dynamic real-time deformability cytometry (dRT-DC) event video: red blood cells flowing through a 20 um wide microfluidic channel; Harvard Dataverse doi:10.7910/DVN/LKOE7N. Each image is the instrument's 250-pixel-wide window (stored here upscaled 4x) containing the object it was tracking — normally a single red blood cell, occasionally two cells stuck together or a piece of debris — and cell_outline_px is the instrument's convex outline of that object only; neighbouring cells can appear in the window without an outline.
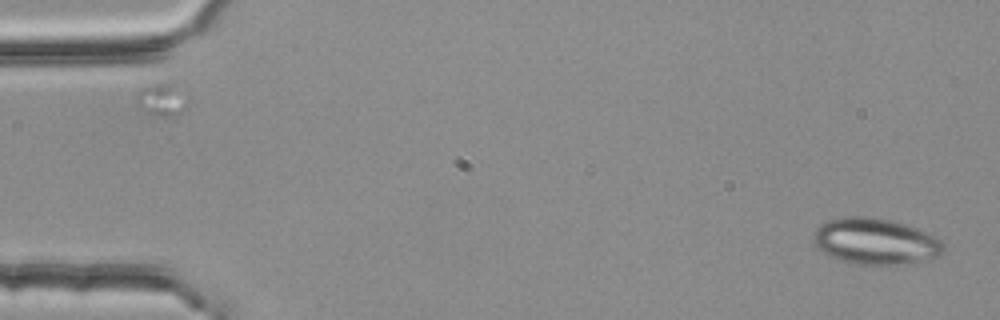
{"species": "common noctule bat (a hibernating species)", "species_latin": "Nyctalus noctula", "temperature_condition": "room temperature", "stored_images_in_passage": 52, "camera_frame_rate_fps": 3000, "um_per_image_px": 0.085, "animal": {"sex": "female", "body_mass_g": 25.1}, "frame": {"image": 1, "passage_image": 1, "time_ms": 0.0, "image_size_px": [1000, 320], "cell_outline_px": [[944, 248], [936, 256], [904, 264], [852, 264], [832, 256], [816, 248], [812, 240], [812, 232], [816, 228], [828, 220], [844, 216], [872, 216], [896, 220], [916, 228], [940, 240], [944, 244]], "centroid_in_image_um": [74.33, 20.48], "position_along_channel_um": 10.7, "area_um2": 34.91}}
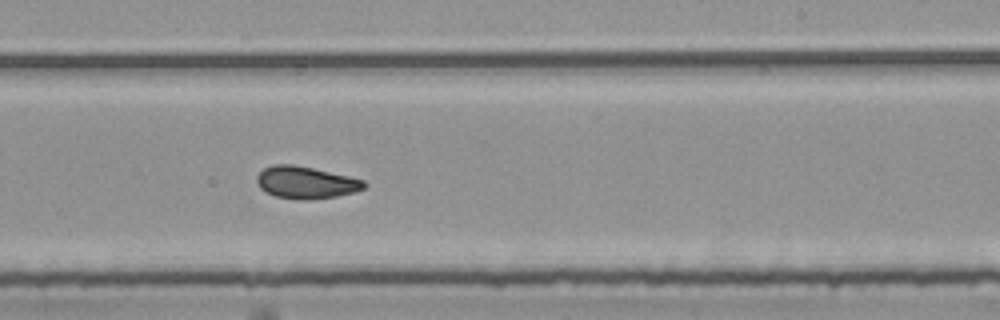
{"frame": {"image": 2, "passage_image": 32, "time_ms": 10.333, "image_size_px": [1000, 320], "cell_outline_px": [[368, 184], [364, 188], [356, 192], [336, 196], [276, 196], [260, 188], [256, 180], [256, 176], [264, 168], [272, 164], [292, 164], [312, 168], [348, 176], [364, 180]], "centroid_in_image_um": [26.01, 15.44], "position_along_channel_um": 263.0, "area_um2": 19.07}}
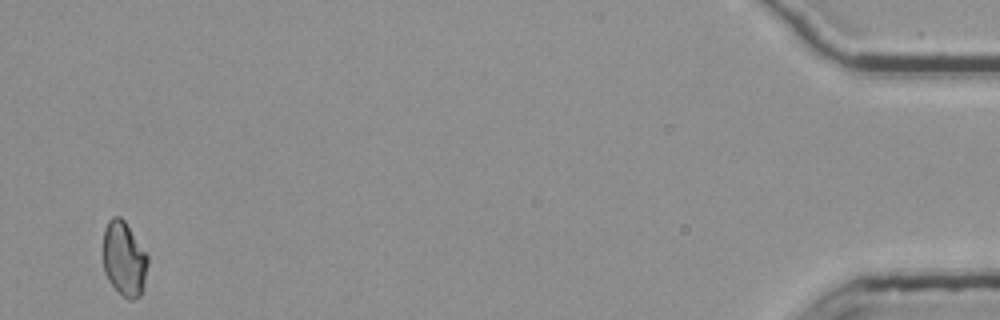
{"frame": {"image": 3, "passage_image": 52, "time_ms": 17.0, "image_size_px": [1000, 320], "cell_outline_px": [[148, 264], [140, 296], [132, 300], [128, 300], [108, 280], [104, 272], [104, 228], [108, 220], [112, 216], [120, 216], [124, 220], [148, 256]], "centroid_in_image_um": [10.54, 21.98], "position_along_channel_um": 424.7, "area_um2": 19.13}, "authors_computed_cell_mechanics": {"area_um2": 20.2011, "velocity_mm_per_s": 3.7697, "shape_relaxation_time_tau1_ms": null, "shape_relaxation_time_tau2_ms": 1.4288, "deformation_change_tau1": null, "deformation_change_tau2": 0.074}}